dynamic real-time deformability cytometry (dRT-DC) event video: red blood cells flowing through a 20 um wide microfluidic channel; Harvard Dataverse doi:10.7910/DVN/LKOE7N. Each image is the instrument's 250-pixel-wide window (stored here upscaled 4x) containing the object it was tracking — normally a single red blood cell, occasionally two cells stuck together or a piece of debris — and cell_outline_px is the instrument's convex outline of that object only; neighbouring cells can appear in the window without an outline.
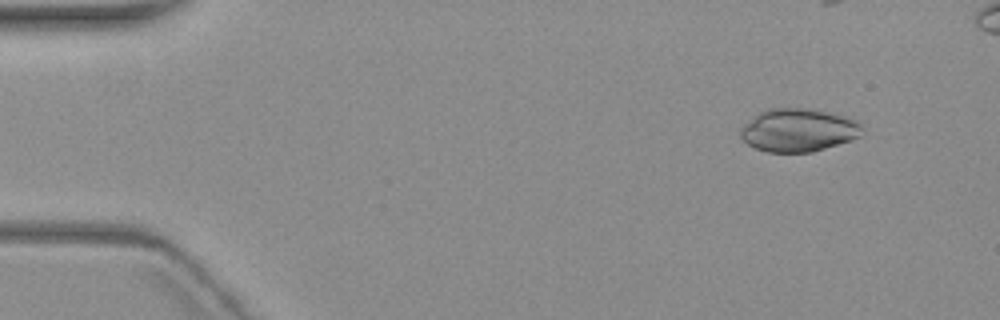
{"species": "common noctule bat (a hibernating species)", "species_latin": "Nyctalus noctula", "temperature_condition": "warm", "stored_images_in_passage": 8, "camera_frame_rate_fps": 3000, "um_per_image_px": 0.085, "animal": {"sex": "female", "body_mass_g": 19.3, "forearm_length_mm": 54.1}, "frame": {"image": 1, "passage_image": 2, "time_ms": 1.333, "image_size_px": [1000, 320], "cell_outline_px": [[864, 128], [860, 136], [852, 140], [812, 152], [768, 152], [756, 148], [748, 144], [740, 136], [740, 128], [764, 108], [816, 108], [844, 116], [856, 120]], "centroid_in_image_um": [67.88, 11.05], "position_along_channel_um": 17.1, "area_um2": 30.75}}
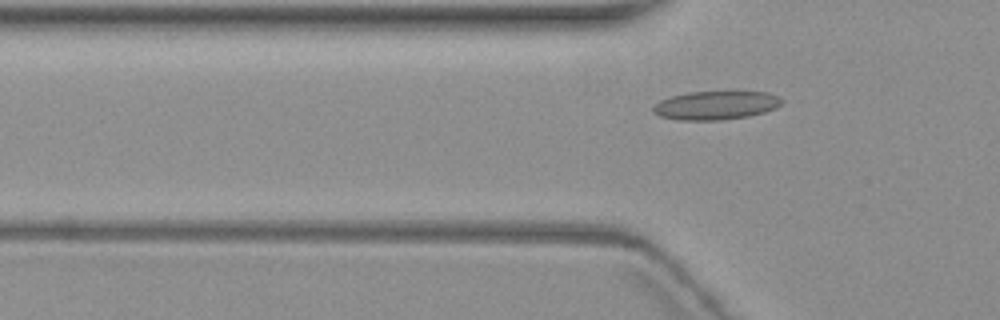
{"frame": {"image": 2, "passage_image": 8, "time_ms": 9.333, "image_size_px": [1000, 320], "cell_outline_px": [[784, 100], [776, 108], [764, 112], [748, 116], [720, 120], [680, 120], [660, 116], [652, 112], [652, 108], [660, 100], [668, 96], [688, 92], [768, 92], [780, 96]], "centroid_in_image_um": [60.84, 8.95], "position_along_channel_um": 65.0, "area_um2": 21.5}}